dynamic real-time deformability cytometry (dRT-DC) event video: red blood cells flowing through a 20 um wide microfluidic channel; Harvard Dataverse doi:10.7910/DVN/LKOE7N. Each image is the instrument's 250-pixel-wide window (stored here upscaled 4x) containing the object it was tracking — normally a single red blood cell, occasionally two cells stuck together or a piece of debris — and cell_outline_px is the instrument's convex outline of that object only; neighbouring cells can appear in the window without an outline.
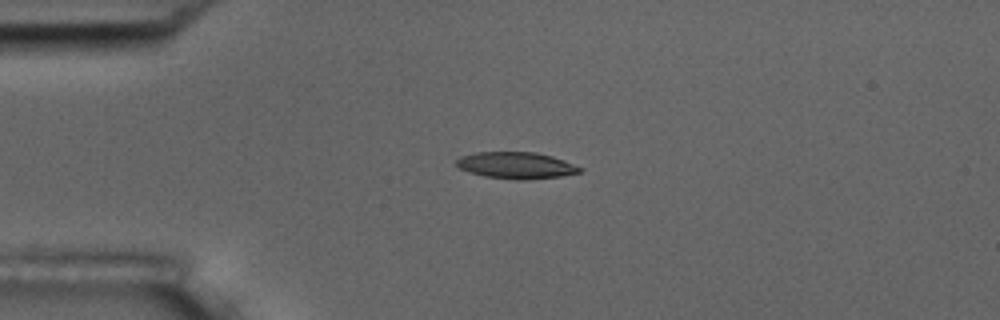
{"species": "common noctule bat (a hibernating species)", "species_latin": "Nyctalus noctula", "temperature_condition": "room temperature", "stored_images_in_passage": 3, "camera_frame_rate_fps": 3000, "um_per_image_px": 0.085, "animal": {"sex": "male", "body_mass_g": 17.5, "forearm_length_mm": 52.3}, "frame": {"image": 1, "passage_image": 2, "time_ms": 1.333, "image_size_px": [1000, 320], "cell_outline_px": [[584, 168], [580, 172], [560, 176], [524, 180], [484, 176], [468, 172], [460, 168], [456, 164], [456, 160], [460, 156], [476, 152], [536, 152], [552, 156], [564, 160]], "centroid_in_image_um": [43.87, 14.05], "position_along_channel_um": 41.1, "area_um2": 19.07}}